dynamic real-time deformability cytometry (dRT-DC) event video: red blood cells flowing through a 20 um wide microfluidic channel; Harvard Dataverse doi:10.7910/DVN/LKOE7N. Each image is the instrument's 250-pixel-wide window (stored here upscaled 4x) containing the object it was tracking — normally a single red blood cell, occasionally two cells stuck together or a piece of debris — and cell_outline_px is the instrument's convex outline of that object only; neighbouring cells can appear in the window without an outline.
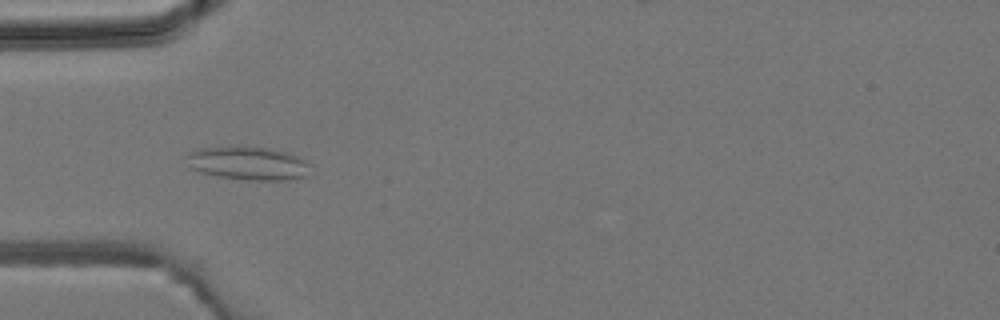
{"species": "common noctule bat (a hibernating species)", "species_latin": "Nyctalus noctula", "temperature_condition": "room temperature", "stored_images_in_passage": 35, "camera_frame_rate_fps": 3000, "um_per_image_px": 0.085, "animal": {"sex": "male", "body_mass_g": 19.2, "forearm_length_mm": 51.8}, "frame": {"image": 1, "passage_image": 11, "time_ms": 3.333, "image_size_px": [1000, 320], "cell_outline_px": [[312, 176], [288, 180], [248, 180], [220, 176], [204, 172], [192, 168], [188, 156], [192, 152], [200, 148], [268, 148], [288, 152], [312, 164]], "centroid_in_image_um": [21.29, 13.92], "position_along_channel_um": 63.7, "area_um2": 23.52}}
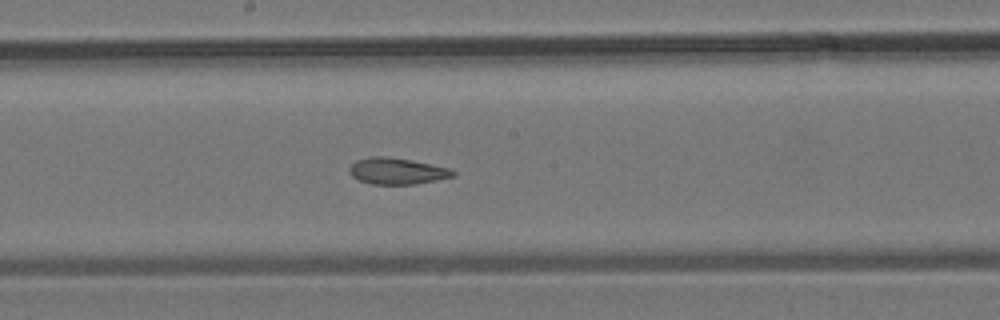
{"frame": {"image": 2, "passage_image": 21, "time_ms": 6.667, "image_size_px": [1000, 320], "cell_outline_px": [[456, 176], [416, 184], [372, 184], [360, 180], [352, 176], [348, 172], [348, 168], [356, 160], [372, 156], [388, 156], [452, 168], [456, 172]], "centroid_in_image_um": [33.76, 14.54], "position_along_channel_um": 214.4, "area_um2": 16.01}}
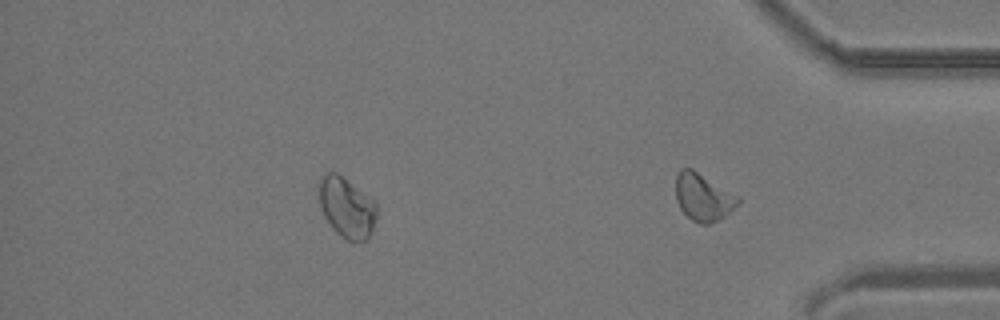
{"frame": {"image": 3, "passage_image": 32, "time_ms": 10.333, "image_size_px": [1000, 320], "cell_outline_px": [[376, 216], [372, 228], [368, 236], [364, 240], [356, 244], [352, 244], [340, 236], [332, 228], [324, 216], [320, 204], [320, 176], [324, 172], [336, 172], [376, 200]], "centroid_in_image_um": [29.47, 17.65], "position_along_channel_um": 405.7, "area_um2": 20.46}}